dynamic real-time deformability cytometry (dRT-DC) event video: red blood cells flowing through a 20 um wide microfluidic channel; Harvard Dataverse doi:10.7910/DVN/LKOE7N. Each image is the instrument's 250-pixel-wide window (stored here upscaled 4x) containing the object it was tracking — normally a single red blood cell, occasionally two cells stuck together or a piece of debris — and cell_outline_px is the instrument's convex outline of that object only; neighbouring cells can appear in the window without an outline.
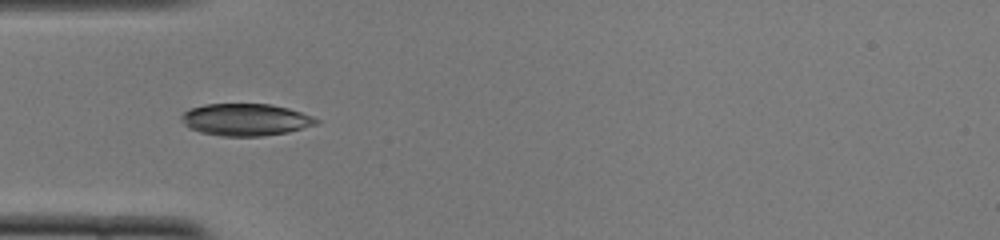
{"species": "common noctule bat (a hibernating species)", "species_latin": "Nyctalus noctula", "temperature_condition": "cold", "stored_images_in_passage": 9, "camera_frame_rate_fps": 3000, "um_per_image_px": 0.085, "animal": {"sex": "female", "body_mass_g": 22.0, "forearm_length_mm": 56.7}, "frame": {"image": 1, "passage_image": 3, "time_ms": 0.667, "image_size_px": [1000, 240], "cell_outline_px": [[320, 120], [316, 124], [288, 132], [260, 136], [220, 136], [200, 132], [188, 128], [180, 120], [180, 116], [188, 108], [204, 104], [272, 104], [288, 108], [312, 116]], "centroid_in_image_um": [20.82, 10.16], "position_along_channel_um": 64.2, "area_um2": 25.32}}